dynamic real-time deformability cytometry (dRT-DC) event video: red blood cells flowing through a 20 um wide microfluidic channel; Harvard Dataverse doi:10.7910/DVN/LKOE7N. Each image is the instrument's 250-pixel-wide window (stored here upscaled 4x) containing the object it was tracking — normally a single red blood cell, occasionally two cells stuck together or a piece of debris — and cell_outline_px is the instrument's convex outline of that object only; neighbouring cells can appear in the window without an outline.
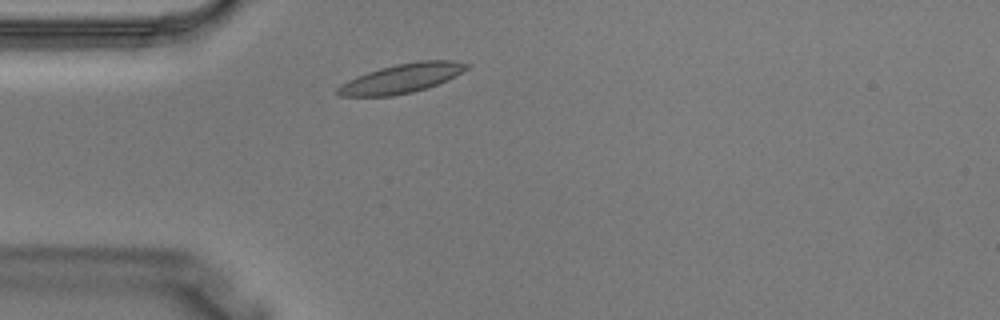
{"species": "Egyptian fruit bat (a non-hibernating species)", "species_latin": "Rousettus aegyptiacus", "temperature_condition": "warm", "stored_images_in_passage": 2, "camera_frame_rate_fps": 3000, "um_per_image_px": 0.085, "animal": {"sex": "male"}, "frame": {"image": 1, "passage_image": 2, "time_ms": 0.333, "image_size_px": [1000, 320], "cell_outline_px": [[472, 64], [468, 68], [428, 88], [412, 92], [392, 96], [340, 96], [336, 92], [336, 88], [340, 84], [356, 76], [380, 68], [396, 64], [420, 60], [452, 60]], "centroid_in_image_um": [34.1, 6.66], "position_along_channel_um": 50.9, "area_um2": 21.79}}